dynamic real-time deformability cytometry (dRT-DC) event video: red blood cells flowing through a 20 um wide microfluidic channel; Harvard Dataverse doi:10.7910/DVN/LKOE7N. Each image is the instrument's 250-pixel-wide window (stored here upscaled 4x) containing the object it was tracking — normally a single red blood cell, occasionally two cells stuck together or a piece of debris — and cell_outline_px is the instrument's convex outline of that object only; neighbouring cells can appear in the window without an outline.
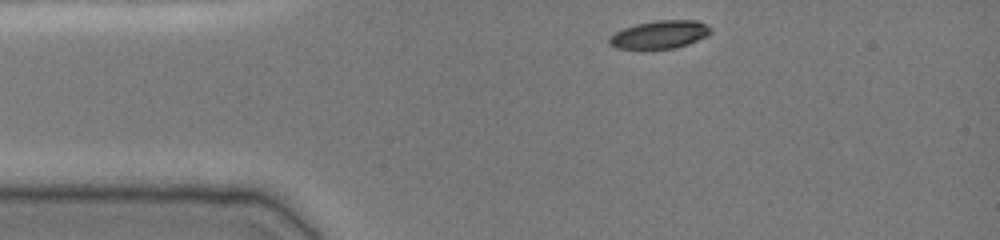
{"species": "common noctule bat (a hibernating species)", "species_latin": "Nyctalus noctula", "temperature_condition": "cold", "stored_images_in_passage": 35, "camera_frame_rate_fps": 3000, "um_per_image_px": 0.085, "animal": {"sex": "female", "body_mass_g": 19.0, "forearm_length_mm": 51.5}, "frame": {"image": 1, "passage_image": 1, "time_ms": 0.0, "image_size_px": [1000, 240], "cell_outline_px": [[712, 32], [708, 36], [688, 44], [676, 48], [616, 48], [608, 44], [608, 36], [624, 28], [636, 24], [656, 20], [696, 20], [712, 28]], "centroid_in_image_um": [56.08, 2.93], "position_along_channel_um": 28.9, "area_um2": 16.53}}
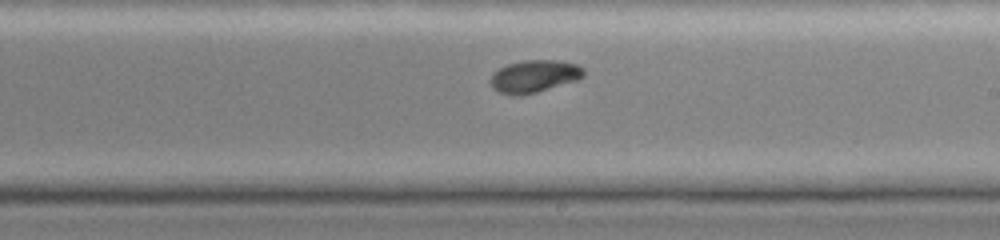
{"frame": {"image": 2, "passage_image": 21, "time_ms": 6.667, "image_size_px": [1000, 240], "cell_outline_px": [[584, 76], [580, 80], [536, 92], [520, 96], [512, 96], [500, 92], [492, 88], [488, 80], [500, 68], [508, 64], [524, 60], [560, 60], [576, 64], [584, 68]], "centroid_in_image_um": [45.44, 6.49], "position_along_channel_um": 243.6, "area_um2": 17.8}}
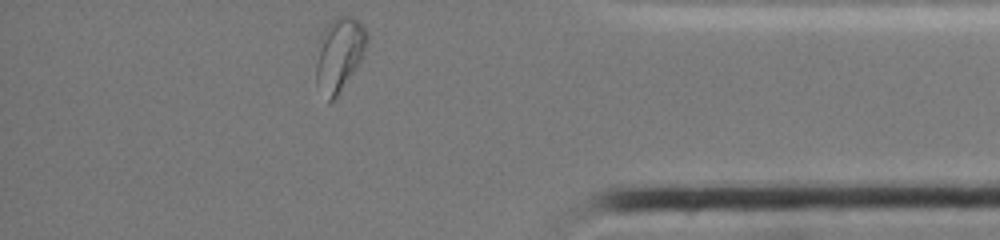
{"frame": {"image": 3, "passage_image": 35, "time_ms": 11.333, "image_size_px": [1000, 240], "cell_outline_px": [[368, 40], [364, 52], [360, 60], [336, 100], [328, 104], [316, 84], [316, 64], [324, 28], [336, 16], [352, 16], [360, 20], [368, 32]], "centroid_in_image_um": [28.86, 4.65], "position_along_channel_um": 406.3, "area_um2": 21.91}, "authors_computed_cell_mechanics": {"area_um2": 17.8602, "velocity_mm_per_s": 3.8201, "shape_relaxation_time_tau1_ms": 5.5106, "shape_relaxation_time_tau2_ms": 3.9321, "deformation_change_tau1": 0.173, "deformation_change_tau2": 0.0513}}